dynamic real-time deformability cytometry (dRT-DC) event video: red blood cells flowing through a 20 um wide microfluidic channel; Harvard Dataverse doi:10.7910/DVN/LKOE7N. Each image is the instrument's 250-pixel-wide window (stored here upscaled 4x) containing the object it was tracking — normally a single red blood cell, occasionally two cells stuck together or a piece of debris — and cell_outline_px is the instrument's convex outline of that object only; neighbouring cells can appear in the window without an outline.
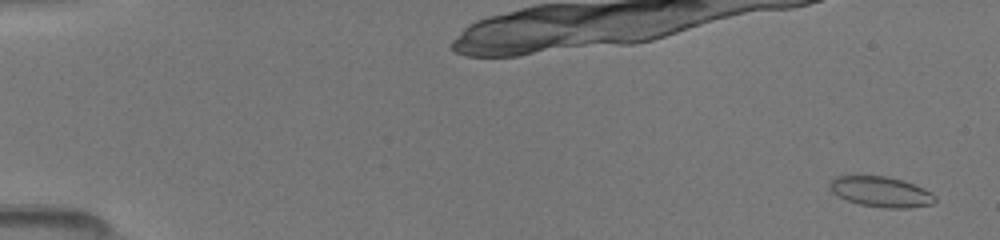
{"species": "common noctule bat (a hibernating species)", "species_latin": "Nyctalus noctula", "temperature_condition": "room temperature", "stored_images_in_passage": 84, "camera_frame_rate_fps": 3000, "um_per_image_px": 0.085, "animal": {"sex": "female", "body_mass_g": 19.5, "forearm_length_mm": 54.1}, "frame": {"image": 1, "passage_image": 3, "time_ms": 0.667, "image_size_px": [1000, 240], "cell_outline_px": [[936, 200], [932, 204], [908, 208], [884, 208], [860, 204], [848, 200], [832, 192], [832, 180], [840, 176], [884, 176], [900, 180], [912, 184], [936, 196]], "centroid_in_image_um": [74.91, 16.32], "position_along_channel_um": 10.1, "area_um2": 17.98}}
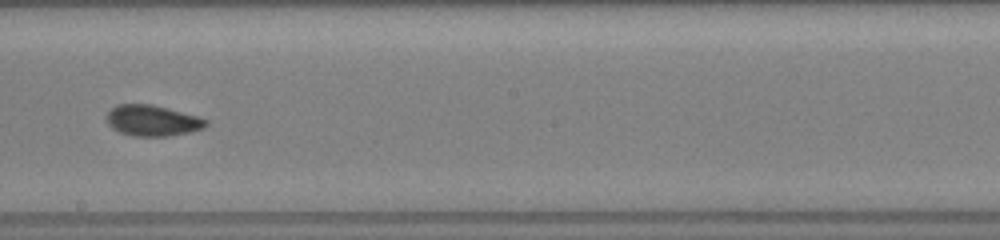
{"frame": {"image": 2, "passage_image": 42, "time_ms": 10.0, "image_size_px": [1000, 240], "cell_outline_px": [[208, 124], [204, 128], [188, 132], [168, 136], [132, 136], [120, 132], [112, 128], [108, 124], [108, 112], [116, 104], [148, 104], [196, 116], [208, 120]], "centroid_in_image_um": [12.94, 10.26], "position_along_channel_um": 235.3, "area_um2": 17.51}}
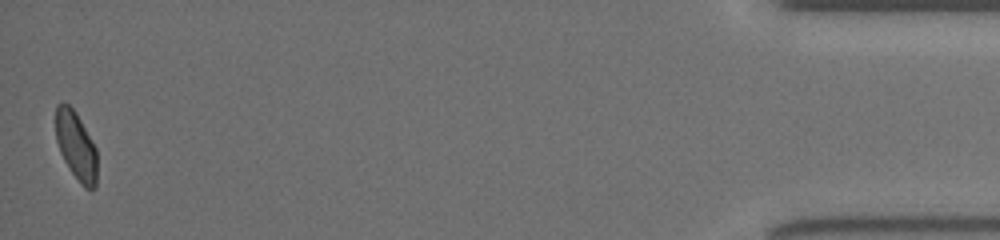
{"frame": {"image": 3, "passage_image": 83, "time_ms": 16.667, "image_size_px": [1000, 240], "cell_outline_px": [[96, 188], [92, 192], [84, 188], [80, 184], [64, 160], [60, 152], [56, 140], [56, 104], [68, 104], [76, 112], [96, 148]], "centroid_in_image_um": [6.47, 12.44], "position_along_channel_um": 428.7, "area_um2": 16.42}}